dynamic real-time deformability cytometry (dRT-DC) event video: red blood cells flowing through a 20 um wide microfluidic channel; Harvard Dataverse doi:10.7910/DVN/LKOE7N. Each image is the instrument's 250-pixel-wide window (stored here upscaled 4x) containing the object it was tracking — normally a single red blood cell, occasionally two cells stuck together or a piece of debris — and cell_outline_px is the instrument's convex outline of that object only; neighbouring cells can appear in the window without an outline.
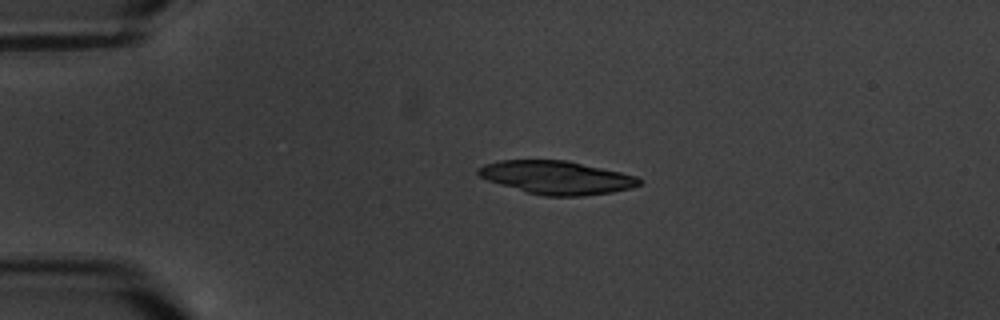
{"species": "common noctule bat (a hibernating species)", "species_latin": "Nyctalus noctula", "temperature_condition": "warm", "stored_images_in_passage": 2, "camera_frame_rate_fps": 3000, "um_per_image_px": 0.085, "animal": {"sex": "male", "body_mass_g": 20.1, "forearm_length_mm": 53.5}, "frame": {"image": 1, "passage_image": 1, "time_ms": 0.0, "image_size_px": [1000, 320], "cell_outline_px": [[644, 180], [640, 184], [632, 188], [612, 192], [580, 196], [544, 196], [528, 192], [500, 184], [488, 180], [480, 176], [476, 172], [476, 168], [484, 164], [500, 160], [568, 160], [620, 172], [636, 176]], "centroid_in_image_um": [47.32, 15.08], "position_along_channel_um": 37.7, "area_um2": 31.15}}